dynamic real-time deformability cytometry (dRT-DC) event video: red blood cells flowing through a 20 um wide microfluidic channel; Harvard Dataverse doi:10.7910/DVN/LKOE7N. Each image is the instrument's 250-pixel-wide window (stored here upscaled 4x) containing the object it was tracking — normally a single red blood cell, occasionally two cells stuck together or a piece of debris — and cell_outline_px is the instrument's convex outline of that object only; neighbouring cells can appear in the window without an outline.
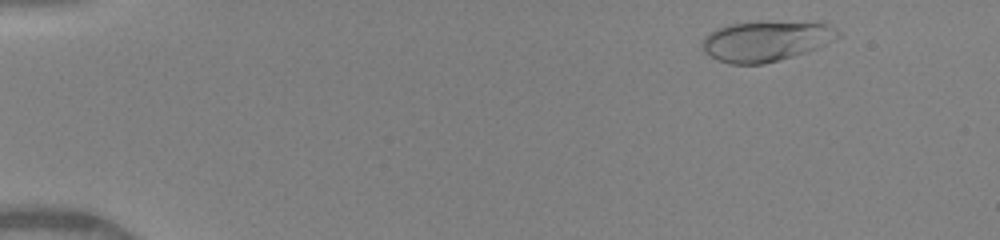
{"species": "human", "species_latin": "Homo sapiens", "temperature_condition": "warm", "stored_images_in_passage": 48, "camera_frame_rate_fps": 3000, "um_per_image_px": 0.085, "donor": {"sex": "female"}, "frame": {"image": 1, "passage_image": 4, "time_ms": 1.0, "image_size_px": [1000, 240], "cell_outline_px": [[840, 36], [808, 52], [780, 60], [764, 64], [732, 64], [720, 60], [704, 52], [700, 44], [700, 40], [708, 32], [716, 28], [728, 24], [760, 20], [824, 20], [836, 28], [840, 32]], "centroid_in_image_um": [65.16, 3.42], "position_along_channel_um": 19.8, "area_um2": 33.35}}
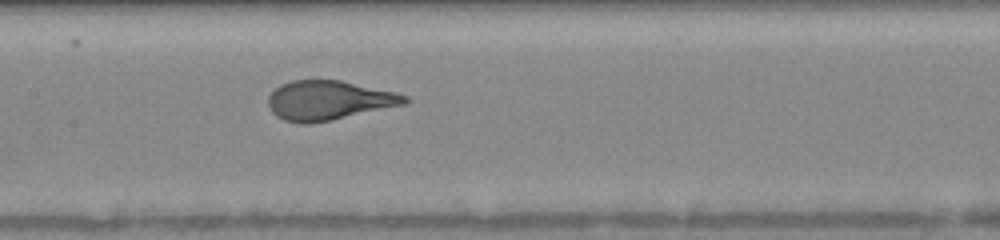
{"frame": {"image": 2, "passage_image": 24, "time_ms": 7.667, "image_size_px": [1000, 240], "cell_outline_px": [[412, 100], [408, 104], [332, 120], [308, 124], [300, 124], [284, 120], [276, 116], [272, 112], [268, 104], [268, 96], [280, 84], [292, 80], [340, 80], [396, 92], [408, 96]], "centroid_in_image_um": [27.98, 8.54], "position_along_channel_um": 179.4, "area_um2": 31.67}}
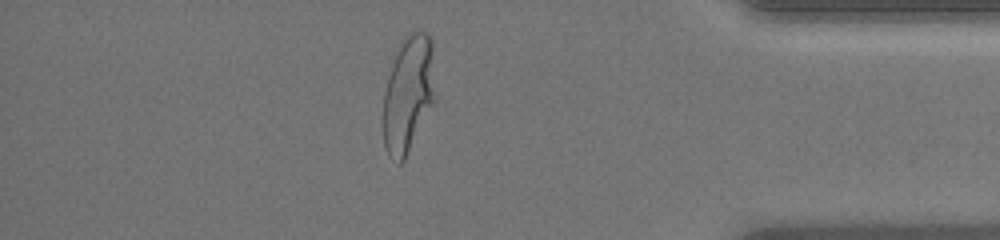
{"frame": {"image": 3, "passage_image": 42, "time_ms": 13.667, "image_size_px": [1000, 240], "cell_outline_px": [[436, 100], [404, 160], [400, 164], [396, 164], [388, 156], [384, 144], [384, 92], [388, 76], [400, 40], [408, 32], [428, 32], [432, 40], [436, 96]], "centroid_in_image_um": [34.73, 7.98], "position_along_channel_um": 400.5, "area_um2": 35.89}, "authors_computed_cell_mechanics": {"area_um2": 32.079, "velocity_mm_per_s": 4.1088, "shape_relaxation_time_tau1_ms": 4.3181, "shape_relaxation_time_tau2_ms": null, "deformation_change_tau1": 0.2258, "deformation_change_tau2": null}}